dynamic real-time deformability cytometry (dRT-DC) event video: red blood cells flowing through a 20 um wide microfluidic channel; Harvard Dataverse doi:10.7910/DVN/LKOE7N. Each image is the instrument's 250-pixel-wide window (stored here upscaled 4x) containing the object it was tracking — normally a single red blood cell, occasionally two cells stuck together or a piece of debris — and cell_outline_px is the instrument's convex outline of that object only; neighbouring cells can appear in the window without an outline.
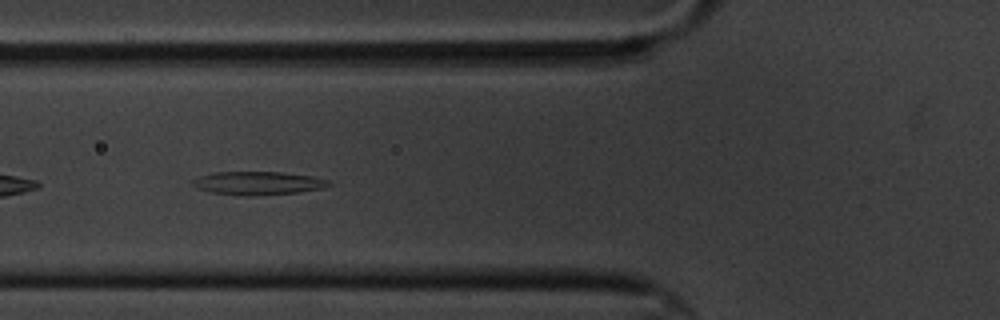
{"species": "common noctule bat (a hibernating species)", "species_latin": "Nyctalus noctula", "temperature_condition": "cold", "stored_images_in_passage": 6, "camera_frame_rate_fps": 3000, "um_per_image_px": 0.085, "animal": {"sex": "male", "body_mass_g": 20.1, "forearm_length_mm": 53.5}, "frame": {"image": 1, "passage_image": 6, "time_ms": 6.0, "image_size_px": [1000, 320], "cell_outline_px": [[332, 184], [324, 188], [296, 192], [252, 196], [244, 196], [208, 192], [196, 188], [192, 184], [192, 180], [200, 176], [216, 172], [280, 172], [312, 176], [328, 180]], "centroid_in_image_um": [21.9, 15.57], "position_along_channel_um": 103.9, "area_um2": 18.5}}